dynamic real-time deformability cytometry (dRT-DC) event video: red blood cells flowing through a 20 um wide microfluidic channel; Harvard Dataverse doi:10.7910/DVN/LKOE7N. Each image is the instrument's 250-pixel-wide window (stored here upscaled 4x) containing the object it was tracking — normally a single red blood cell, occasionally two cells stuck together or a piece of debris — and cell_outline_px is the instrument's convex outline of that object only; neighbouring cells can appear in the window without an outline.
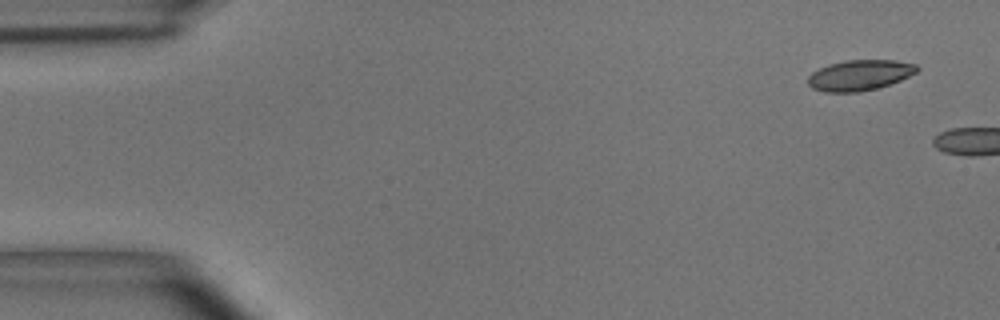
{"species": "common noctule bat (a hibernating species)", "species_latin": "Nyctalus noctula", "temperature_condition": "room temperature", "stored_images_in_passage": 2, "camera_frame_rate_fps": 3000, "um_per_image_px": 0.085, "animal": {"sex": "male", "body_mass_g": 15.6}, "frame": {"image": 1, "passage_image": 1, "time_ms": 0.0, "image_size_px": [1000, 320], "cell_outline_px": [[920, 68], [916, 72], [900, 80], [876, 88], [860, 92], [824, 92], [812, 88], [808, 84], [808, 76], [812, 72], [828, 64], [844, 60], [896, 60], [916, 64]], "centroid_in_image_um": [73.05, 6.38], "position_along_channel_um": 11.9, "area_um2": 19.42}}